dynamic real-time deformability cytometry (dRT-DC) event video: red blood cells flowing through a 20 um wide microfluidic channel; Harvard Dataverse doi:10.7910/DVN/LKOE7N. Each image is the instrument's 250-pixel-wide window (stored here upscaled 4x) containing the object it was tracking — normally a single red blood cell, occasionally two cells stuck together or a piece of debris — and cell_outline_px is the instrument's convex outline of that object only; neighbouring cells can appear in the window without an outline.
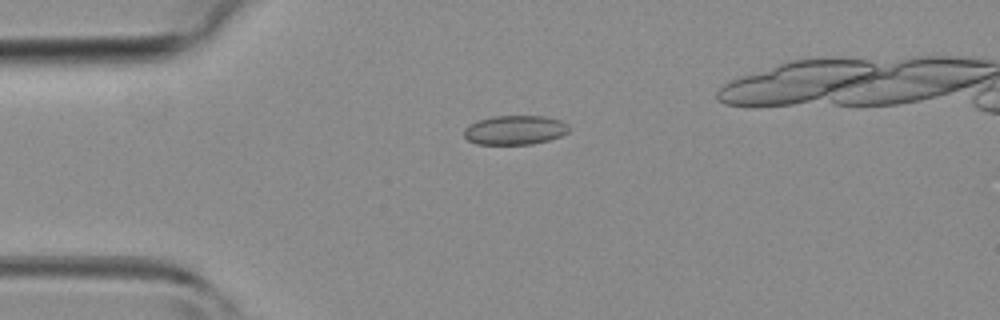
{"species": "common noctule bat (a hibernating species)", "species_latin": "Nyctalus noctula", "temperature_condition": "room temperature", "stored_images_in_passage": 37, "camera_frame_rate_fps": 3000, "um_per_image_px": 0.085, "animal": {"sex": "female", "body_mass_g": 19.3, "forearm_length_mm": 54.1}, "frame": {"image": 1, "passage_image": 2, "time_ms": 0.333, "image_size_px": [1000, 320], "cell_outline_px": [[572, 128], [568, 132], [560, 136], [548, 140], [532, 144], [476, 144], [468, 140], [464, 136], [464, 128], [468, 124], [476, 120], [492, 116], [544, 116], [560, 120], [568, 124]], "centroid_in_image_um": [43.76, 11.04], "position_along_channel_um": 41.2, "area_um2": 18.09}}
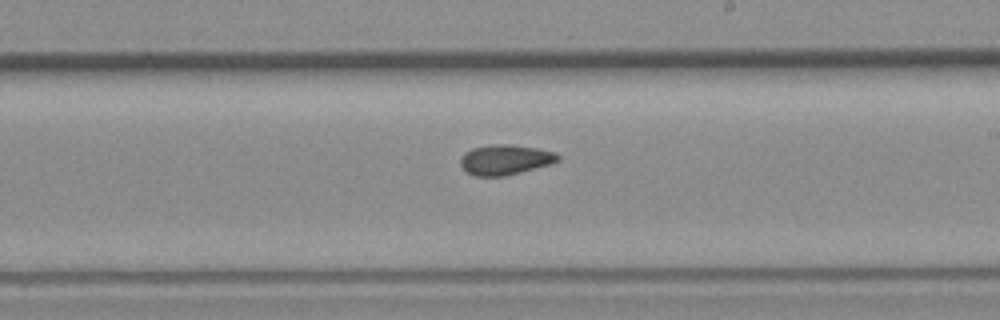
{"frame": {"image": 2, "passage_image": 17, "time_ms": 5.333, "image_size_px": [1000, 320], "cell_outline_px": [[560, 160], [552, 164], [504, 176], [476, 176], [468, 172], [460, 164], [460, 160], [472, 148], [500, 144], [508, 144], [536, 148], [556, 152], [560, 156]], "centroid_in_image_um": [43.01, 13.58], "position_along_channel_um": 246.0, "area_um2": 16.82}}
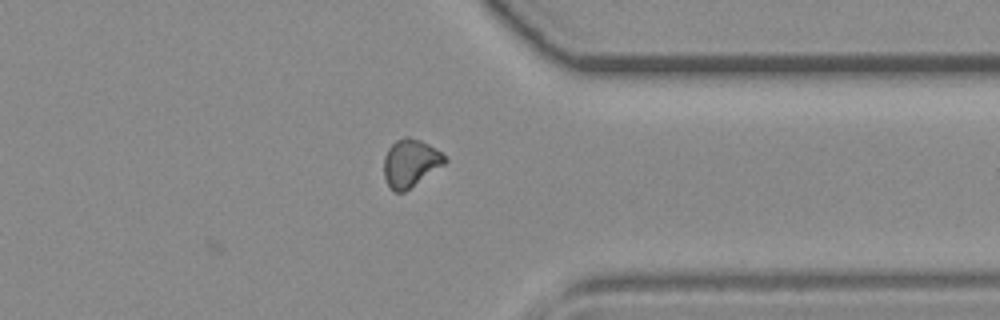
{"frame": {"image": 3, "passage_image": 26, "time_ms": 8.333, "image_size_px": [1000, 320], "cell_outline_px": [[448, 160], [444, 164], [404, 192], [396, 192], [388, 184], [384, 176], [384, 156], [388, 148], [396, 140], [404, 136], [408, 136], [420, 140], [428, 144], [440, 152]], "centroid_in_image_um": [34.87, 13.84], "position_along_channel_um": 376.5, "area_um2": 16.65}}